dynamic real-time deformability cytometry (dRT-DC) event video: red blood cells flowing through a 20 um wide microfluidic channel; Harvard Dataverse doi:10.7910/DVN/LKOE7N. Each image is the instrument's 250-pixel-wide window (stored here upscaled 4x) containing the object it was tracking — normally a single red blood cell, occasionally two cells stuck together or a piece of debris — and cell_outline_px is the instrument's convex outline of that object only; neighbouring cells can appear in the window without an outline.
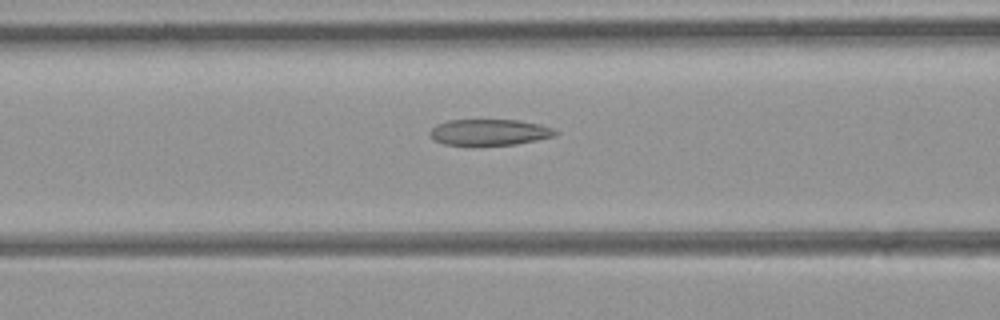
{"species": "common noctule bat (a hibernating species)", "species_latin": "Nyctalus noctula", "temperature_condition": "room temperature", "stored_images_in_passage": 26, "camera_frame_rate_fps": 3000, "um_per_image_px": 0.085, "animal": {"sex": "female", "body_mass_g": 21.9}, "frame": {"image": 1, "passage_image": 7, "time_ms": 2.0, "image_size_px": [1000, 320], "cell_outline_px": [[560, 132], [552, 136], [536, 140], [516, 144], [444, 144], [436, 140], [428, 132], [436, 124], [448, 120], [520, 120], [540, 124], [552, 128]], "centroid_in_image_um": [41.62, 11.22], "position_along_channel_um": 125.0, "area_um2": 18.73}}
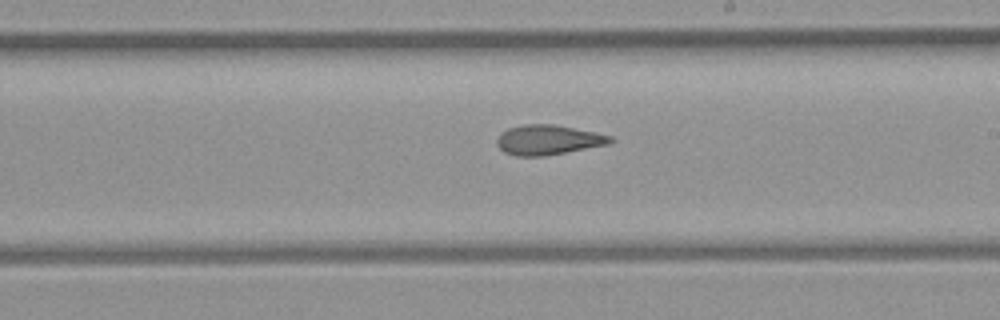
{"frame": {"image": 2, "passage_image": 15, "time_ms": 4.667, "image_size_px": [1000, 320], "cell_outline_px": [[616, 140], [608, 144], [544, 156], [516, 156], [504, 152], [496, 144], [496, 140], [508, 128], [524, 124], [552, 124], [612, 136]], "centroid_in_image_um": [46.58, 11.89], "position_along_channel_um": 242.4, "area_um2": 19.42}}
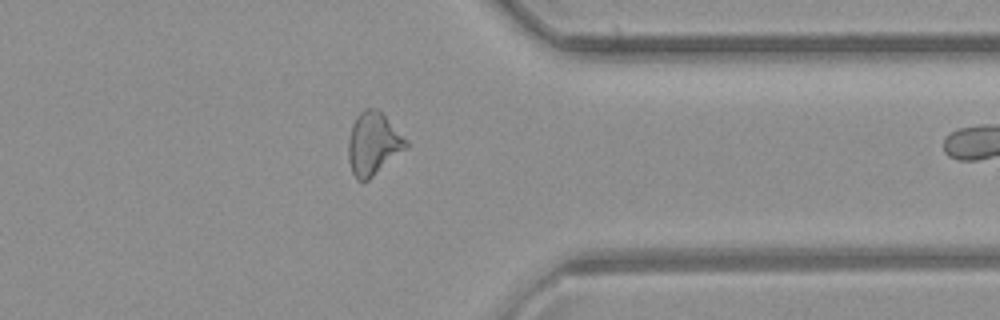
{"frame": {"image": 3, "passage_image": 25, "time_ms": 8.0, "image_size_px": [1000, 320], "cell_outline_px": [[408, 148], [368, 180], [360, 180], [352, 172], [348, 160], [348, 140], [352, 124], [356, 116], [364, 108], [376, 108], [408, 140]], "centroid_in_image_um": [31.73, 12.21], "position_along_channel_um": 379.7, "area_um2": 20.98}}